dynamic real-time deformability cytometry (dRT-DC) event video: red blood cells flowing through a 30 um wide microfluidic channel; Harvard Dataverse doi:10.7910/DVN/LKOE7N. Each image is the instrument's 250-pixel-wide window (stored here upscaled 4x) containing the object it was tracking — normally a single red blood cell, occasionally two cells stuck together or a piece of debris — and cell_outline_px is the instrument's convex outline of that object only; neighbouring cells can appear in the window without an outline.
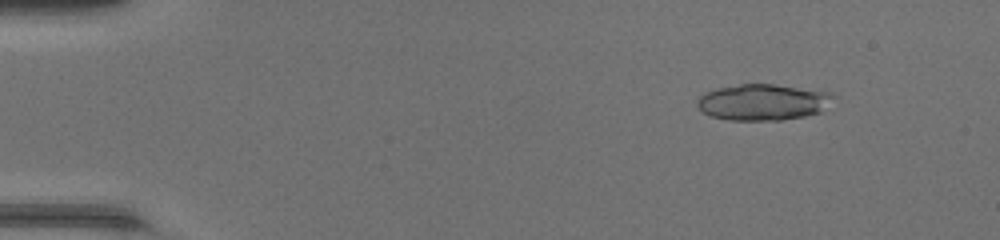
{"species": "common noctule bat (a hibernating species)", "species_latin": "Nyctalus noctula", "temperature_condition": "warm", "stored_images_in_passage": 47, "segment_of_instrument_passage": [1, 2], "camera_frame_rate_fps": 3000, "um_per_image_px": 0.085, "animal": {"sex": "female", "body_mass_g": 17.0, "forearm_length_mm": 48.0}, "frame": {"image": 1, "passage_image": 6, "time_ms": 1.667, "image_size_px": [1000, 240], "cell_outline_px": [[836, 96], [820, 112], [804, 116], [780, 120], [728, 120], [712, 116], [704, 112], [696, 104], [696, 100], [704, 92], [716, 88], [740, 84], [776, 84], [828, 92]], "centroid_in_image_um": [64.82, 8.67], "position_along_channel_um": 20.2, "area_um2": 28.61}}
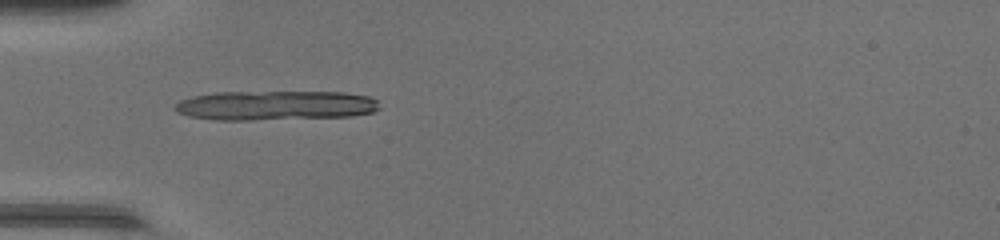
{"frame": {"image": 2, "passage_image": 16, "time_ms": 5.0, "image_size_px": [1000, 240], "cell_outline_px": [[380, 108], [372, 112], [352, 116], [252, 120], [216, 120], [188, 116], [176, 112], [172, 108], [180, 100], [192, 96], [216, 92], [344, 92], [368, 96], [376, 100]], "centroid_in_image_um": [23.37, 8.96], "position_along_channel_um": 61.6, "area_um2": 35.37}}